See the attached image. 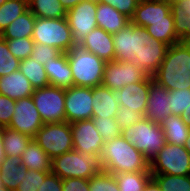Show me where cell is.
I'll use <instances>...</instances> for the list:
<instances>
[{"mask_svg":"<svg viewBox=\"0 0 190 191\" xmlns=\"http://www.w3.org/2000/svg\"><path fill=\"white\" fill-rule=\"evenodd\" d=\"M34 88L26 76L17 70L0 77V94L18 100L32 96Z\"/></svg>","mask_w":190,"mask_h":191,"instance_id":"obj_21","label":"cell"},{"mask_svg":"<svg viewBox=\"0 0 190 191\" xmlns=\"http://www.w3.org/2000/svg\"><path fill=\"white\" fill-rule=\"evenodd\" d=\"M29 9L39 18H66V10L59 0H32Z\"/></svg>","mask_w":190,"mask_h":191,"instance_id":"obj_33","label":"cell"},{"mask_svg":"<svg viewBox=\"0 0 190 191\" xmlns=\"http://www.w3.org/2000/svg\"><path fill=\"white\" fill-rule=\"evenodd\" d=\"M169 101L168 90L153 80L143 117L157 124L162 123L168 115L172 114Z\"/></svg>","mask_w":190,"mask_h":191,"instance_id":"obj_18","label":"cell"},{"mask_svg":"<svg viewBox=\"0 0 190 191\" xmlns=\"http://www.w3.org/2000/svg\"><path fill=\"white\" fill-rule=\"evenodd\" d=\"M164 1L171 4V3L177 2V1H179V0H164Z\"/></svg>","mask_w":190,"mask_h":191,"instance_id":"obj_54","label":"cell"},{"mask_svg":"<svg viewBox=\"0 0 190 191\" xmlns=\"http://www.w3.org/2000/svg\"><path fill=\"white\" fill-rule=\"evenodd\" d=\"M115 118L121 130H123L142 119L143 115L128 109V107L120 106Z\"/></svg>","mask_w":190,"mask_h":191,"instance_id":"obj_44","label":"cell"},{"mask_svg":"<svg viewBox=\"0 0 190 191\" xmlns=\"http://www.w3.org/2000/svg\"><path fill=\"white\" fill-rule=\"evenodd\" d=\"M181 117L184 119V121L186 122V124L189 126L190 128V107L188 108V110H184V112L182 113Z\"/></svg>","mask_w":190,"mask_h":191,"instance_id":"obj_52","label":"cell"},{"mask_svg":"<svg viewBox=\"0 0 190 191\" xmlns=\"http://www.w3.org/2000/svg\"><path fill=\"white\" fill-rule=\"evenodd\" d=\"M154 81L168 91L190 88V43L178 42L169 46Z\"/></svg>","mask_w":190,"mask_h":191,"instance_id":"obj_2","label":"cell"},{"mask_svg":"<svg viewBox=\"0 0 190 191\" xmlns=\"http://www.w3.org/2000/svg\"><path fill=\"white\" fill-rule=\"evenodd\" d=\"M92 88L71 86L65 88L66 122L90 120L93 114Z\"/></svg>","mask_w":190,"mask_h":191,"instance_id":"obj_15","label":"cell"},{"mask_svg":"<svg viewBox=\"0 0 190 191\" xmlns=\"http://www.w3.org/2000/svg\"><path fill=\"white\" fill-rule=\"evenodd\" d=\"M66 12L84 0H59Z\"/></svg>","mask_w":190,"mask_h":191,"instance_id":"obj_49","label":"cell"},{"mask_svg":"<svg viewBox=\"0 0 190 191\" xmlns=\"http://www.w3.org/2000/svg\"><path fill=\"white\" fill-rule=\"evenodd\" d=\"M73 85L93 88L102 85L106 62L80 46L67 52Z\"/></svg>","mask_w":190,"mask_h":191,"instance_id":"obj_3","label":"cell"},{"mask_svg":"<svg viewBox=\"0 0 190 191\" xmlns=\"http://www.w3.org/2000/svg\"><path fill=\"white\" fill-rule=\"evenodd\" d=\"M160 125L164 131L166 143L183 146L190 134L189 126L181 116L170 114Z\"/></svg>","mask_w":190,"mask_h":191,"instance_id":"obj_26","label":"cell"},{"mask_svg":"<svg viewBox=\"0 0 190 191\" xmlns=\"http://www.w3.org/2000/svg\"><path fill=\"white\" fill-rule=\"evenodd\" d=\"M121 135L151 160L166 144L160 124L143 117L133 125L123 129Z\"/></svg>","mask_w":190,"mask_h":191,"instance_id":"obj_5","label":"cell"},{"mask_svg":"<svg viewBox=\"0 0 190 191\" xmlns=\"http://www.w3.org/2000/svg\"><path fill=\"white\" fill-rule=\"evenodd\" d=\"M7 0H0V6L5 3Z\"/></svg>","mask_w":190,"mask_h":191,"instance_id":"obj_57","label":"cell"},{"mask_svg":"<svg viewBox=\"0 0 190 191\" xmlns=\"http://www.w3.org/2000/svg\"><path fill=\"white\" fill-rule=\"evenodd\" d=\"M184 148L190 153V134L184 143Z\"/></svg>","mask_w":190,"mask_h":191,"instance_id":"obj_53","label":"cell"},{"mask_svg":"<svg viewBox=\"0 0 190 191\" xmlns=\"http://www.w3.org/2000/svg\"><path fill=\"white\" fill-rule=\"evenodd\" d=\"M14 113L8 128L21 132L32 139L44 125L31 96L15 102Z\"/></svg>","mask_w":190,"mask_h":191,"instance_id":"obj_14","label":"cell"},{"mask_svg":"<svg viewBox=\"0 0 190 191\" xmlns=\"http://www.w3.org/2000/svg\"><path fill=\"white\" fill-rule=\"evenodd\" d=\"M29 9L25 0H7L0 6V34L10 23Z\"/></svg>","mask_w":190,"mask_h":191,"instance_id":"obj_35","label":"cell"},{"mask_svg":"<svg viewBox=\"0 0 190 191\" xmlns=\"http://www.w3.org/2000/svg\"><path fill=\"white\" fill-rule=\"evenodd\" d=\"M145 28L153 39L169 46L180 42L174 30V20L152 21L150 25Z\"/></svg>","mask_w":190,"mask_h":191,"instance_id":"obj_32","label":"cell"},{"mask_svg":"<svg viewBox=\"0 0 190 191\" xmlns=\"http://www.w3.org/2000/svg\"><path fill=\"white\" fill-rule=\"evenodd\" d=\"M19 70L30 81L34 89L50 85L44 66L31 56L20 61Z\"/></svg>","mask_w":190,"mask_h":191,"instance_id":"obj_30","label":"cell"},{"mask_svg":"<svg viewBox=\"0 0 190 191\" xmlns=\"http://www.w3.org/2000/svg\"><path fill=\"white\" fill-rule=\"evenodd\" d=\"M169 45L153 39L145 27L133 24V54L131 62L153 76L163 59Z\"/></svg>","mask_w":190,"mask_h":191,"instance_id":"obj_4","label":"cell"},{"mask_svg":"<svg viewBox=\"0 0 190 191\" xmlns=\"http://www.w3.org/2000/svg\"><path fill=\"white\" fill-rule=\"evenodd\" d=\"M136 26L147 27L152 21L174 20L171 4L164 0H140L130 19Z\"/></svg>","mask_w":190,"mask_h":191,"instance_id":"obj_17","label":"cell"},{"mask_svg":"<svg viewBox=\"0 0 190 191\" xmlns=\"http://www.w3.org/2000/svg\"><path fill=\"white\" fill-rule=\"evenodd\" d=\"M91 120L104 142L121 136L122 130L117 124L116 118L92 117Z\"/></svg>","mask_w":190,"mask_h":191,"instance_id":"obj_37","label":"cell"},{"mask_svg":"<svg viewBox=\"0 0 190 191\" xmlns=\"http://www.w3.org/2000/svg\"><path fill=\"white\" fill-rule=\"evenodd\" d=\"M33 139L51 159L73 150L71 125L68 122L44 124Z\"/></svg>","mask_w":190,"mask_h":191,"instance_id":"obj_9","label":"cell"},{"mask_svg":"<svg viewBox=\"0 0 190 191\" xmlns=\"http://www.w3.org/2000/svg\"><path fill=\"white\" fill-rule=\"evenodd\" d=\"M28 4L32 1V0H25Z\"/></svg>","mask_w":190,"mask_h":191,"instance_id":"obj_58","label":"cell"},{"mask_svg":"<svg viewBox=\"0 0 190 191\" xmlns=\"http://www.w3.org/2000/svg\"><path fill=\"white\" fill-rule=\"evenodd\" d=\"M78 46L92 52L105 62L114 61L113 34L106 32L100 27H96L87 34Z\"/></svg>","mask_w":190,"mask_h":191,"instance_id":"obj_19","label":"cell"},{"mask_svg":"<svg viewBox=\"0 0 190 191\" xmlns=\"http://www.w3.org/2000/svg\"><path fill=\"white\" fill-rule=\"evenodd\" d=\"M174 18V30L180 42L190 43V0H179L171 3Z\"/></svg>","mask_w":190,"mask_h":191,"instance_id":"obj_27","label":"cell"},{"mask_svg":"<svg viewBox=\"0 0 190 191\" xmlns=\"http://www.w3.org/2000/svg\"><path fill=\"white\" fill-rule=\"evenodd\" d=\"M16 100L0 94V126L8 127L14 113Z\"/></svg>","mask_w":190,"mask_h":191,"instance_id":"obj_45","label":"cell"},{"mask_svg":"<svg viewBox=\"0 0 190 191\" xmlns=\"http://www.w3.org/2000/svg\"><path fill=\"white\" fill-rule=\"evenodd\" d=\"M89 191H120L113 174L100 170L89 179Z\"/></svg>","mask_w":190,"mask_h":191,"instance_id":"obj_38","label":"cell"},{"mask_svg":"<svg viewBox=\"0 0 190 191\" xmlns=\"http://www.w3.org/2000/svg\"><path fill=\"white\" fill-rule=\"evenodd\" d=\"M70 125L73 137V150L85 155L96 156L100 159L104 141L96 130L93 121L91 119L79 120L70 123Z\"/></svg>","mask_w":190,"mask_h":191,"instance_id":"obj_13","label":"cell"},{"mask_svg":"<svg viewBox=\"0 0 190 191\" xmlns=\"http://www.w3.org/2000/svg\"><path fill=\"white\" fill-rule=\"evenodd\" d=\"M48 173L28 170L15 191H37Z\"/></svg>","mask_w":190,"mask_h":191,"instance_id":"obj_42","label":"cell"},{"mask_svg":"<svg viewBox=\"0 0 190 191\" xmlns=\"http://www.w3.org/2000/svg\"><path fill=\"white\" fill-rule=\"evenodd\" d=\"M28 171L18 156H6L0 164V174L3 184L8 190L15 191L21 180L25 178Z\"/></svg>","mask_w":190,"mask_h":191,"instance_id":"obj_24","label":"cell"},{"mask_svg":"<svg viewBox=\"0 0 190 191\" xmlns=\"http://www.w3.org/2000/svg\"><path fill=\"white\" fill-rule=\"evenodd\" d=\"M151 174L190 175V153L181 145L166 143L150 160Z\"/></svg>","mask_w":190,"mask_h":191,"instance_id":"obj_8","label":"cell"},{"mask_svg":"<svg viewBox=\"0 0 190 191\" xmlns=\"http://www.w3.org/2000/svg\"><path fill=\"white\" fill-rule=\"evenodd\" d=\"M171 113L181 116L184 110L190 107V88L168 91Z\"/></svg>","mask_w":190,"mask_h":191,"instance_id":"obj_39","label":"cell"},{"mask_svg":"<svg viewBox=\"0 0 190 191\" xmlns=\"http://www.w3.org/2000/svg\"><path fill=\"white\" fill-rule=\"evenodd\" d=\"M0 191H11V190H8L6 187H2L0 188Z\"/></svg>","mask_w":190,"mask_h":191,"instance_id":"obj_56","label":"cell"},{"mask_svg":"<svg viewBox=\"0 0 190 191\" xmlns=\"http://www.w3.org/2000/svg\"><path fill=\"white\" fill-rule=\"evenodd\" d=\"M101 170L111 174L150 172V160L122 135L104 142L99 159Z\"/></svg>","mask_w":190,"mask_h":191,"instance_id":"obj_1","label":"cell"},{"mask_svg":"<svg viewBox=\"0 0 190 191\" xmlns=\"http://www.w3.org/2000/svg\"><path fill=\"white\" fill-rule=\"evenodd\" d=\"M8 45L9 51L19 61L31 56L35 42L31 37L4 39Z\"/></svg>","mask_w":190,"mask_h":191,"instance_id":"obj_40","label":"cell"},{"mask_svg":"<svg viewBox=\"0 0 190 191\" xmlns=\"http://www.w3.org/2000/svg\"><path fill=\"white\" fill-rule=\"evenodd\" d=\"M96 22L98 27L114 34L122 30L131 20L111 5L97 1Z\"/></svg>","mask_w":190,"mask_h":191,"instance_id":"obj_23","label":"cell"},{"mask_svg":"<svg viewBox=\"0 0 190 191\" xmlns=\"http://www.w3.org/2000/svg\"><path fill=\"white\" fill-rule=\"evenodd\" d=\"M31 140L32 138L30 136L12 130L8 127H3V149L6 156L20 157Z\"/></svg>","mask_w":190,"mask_h":191,"instance_id":"obj_31","label":"cell"},{"mask_svg":"<svg viewBox=\"0 0 190 191\" xmlns=\"http://www.w3.org/2000/svg\"><path fill=\"white\" fill-rule=\"evenodd\" d=\"M35 43L48 45L67 53L76 46L67 18L36 17L32 37Z\"/></svg>","mask_w":190,"mask_h":191,"instance_id":"obj_6","label":"cell"},{"mask_svg":"<svg viewBox=\"0 0 190 191\" xmlns=\"http://www.w3.org/2000/svg\"><path fill=\"white\" fill-rule=\"evenodd\" d=\"M140 0H99L103 4H109L121 14H124L128 18H132L135 9Z\"/></svg>","mask_w":190,"mask_h":191,"instance_id":"obj_46","label":"cell"},{"mask_svg":"<svg viewBox=\"0 0 190 191\" xmlns=\"http://www.w3.org/2000/svg\"><path fill=\"white\" fill-rule=\"evenodd\" d=\"M143 191H162L157 182L151 178L144 187Z\"/></svg>","mask_w":190,"mask_h":191,"instance_id":"obj_50","label":"cell"},{"mask_svg":"<svg viewBox=\"0 0 190 191\" xmlns=\"http://www.w3.org/2000/svg\"><path fill=\"white\" fill-rule=\"evenodd\" d=\"M62 191H89V179H82V178L63 179Z\"/></svg>","mask_w":190,"mask_h":191,"instance_id":"obj_47","label":"cell"},{"mask_svg":"<svg viewBox=\"0 0 190 191\" xmlns=\"http://www.w3.org/2000/svg\"><path fill=\"white\" fill-rule=\"evenodd\" d=\"M37 191H62V179L58 175L49 172Z\"/></svg>","mask_w":190,"mask_h":191,"instance_id":"obj_48","label":"cell"},{"mask_svg":"<svg viewBox=\"0 0 190 191\" xmlns=\"http://www.w3.org/2000/svg\"><path fill=\"white\" fill-rule=\"evenodd\" d=\"M96 10L97 1L84 0L67 11L66 18L76 45H79L87 34L98 27Z\"/></svg>","mask_w":190,"mask_h":191,"instance_id":"obj_12","label":"cell"},{"mask_svg":"<svg viewBox=\"0 0 190 191\" xmlns=\"http://www.w3.org/2000/svg\"><path fill=\"white\" fill-rule=\"evenodd\" d=\"M49 84L61 88L73 86L72 71L67 59V53H61L57 58H50L44 65Z\"/></svg>","mask_w":190,"mask_h":191,"instance_id":"obj_20","label":"cell"},{"mask_svg":"<svg viewBox=\"0 0 190 191\" xmlns=\"http://www.w3.org/2000/svg\"><path fill=\"white\" fill-rule=\"evenodd\" d=\"M20 61L9 51L6 40L0 37V77L19 70Z\"/></svg>","mask_w":190,"mask_h":191,"instance_id":"obj_41","label":"cell"},{"mask_svg":"<svg viewBox=\"0 0 190 191\" xmlns=\"http://www.w3.org/2000/svg\"><path fill=\"white\" fill-rule=\"evenodd\" d=\"M44 124L66 122L65 88L48 85L31 96Z\"/></svg>","mask_w":190,"mask_h":191,"instance_id":"obj_10","label":"cell"},{"mask_svg":"<svg viewBox=\"0 0 190 191\" xmlns=\"http://www.w3.org/2000/svg\"><path fill=\"white\" fill-rule=\"evenodd\" d=\"M2 187H5V185H4L3 182H2L1 174H0V188H2Z\"/></svg>","mask_w":190,"mask_h":191,"instance_id":"obj_55","label":"cell"},{"mask_svg":"<svg viewBox=\"0 0 190 191\" xmlns=\"http://www.w3.org/2000/svg\"><path fill=\"white\" fill-rule=\"evenodd\" d=\"M162 191H190V175L152 174Z\"/></svg>","mask_w":190,"mask_h":191,"instance_id":"obj_36","label":"cell"},{"mask_svg":"<svg viewBox=\"0 0 190 191\" xmlns=\"http://www.w3.org/2000/svg\"><path fill=\"white\" fill-rule=\"evenodd\" d=\"M149 74L138 65L129 62H106L102 85L111 90H119L123 87L149 78Z\"/></svg>","mask_w":190,"mask_h":191,"instance_id":"obj_11","label":"cell"},{"mask_svg":"<svg viewBox=\"0 0 190 191\" xmlns=\"http://www.w3.org/2000/svg\"><path fill=\"white\" fill-rule=\"evenodd\" d=\"M6 157L5 151L3 149V127L0 126V164Z\"/></svg>","mask_w":190,"mask_h":191,"instance_id":"obj_51","label":"cell"},{"mask_svg":"<svg viewBox=\"0 0 190 191\" xmlns=\"http://www.w3.org/2000/svg\"><path fill=\"white\" fill-rule=\"evenodd\" d=\"M35 19V15L30 9H28L10 23L9 26L0 34V37L3 39L32 37Z\"/></svg>","mask_w":190,"mask_h":191,"instance_id":"obj_29","label":"cell"},{"mask_svg":"<svg viewBox=\"0 0 190 191\" xmlns=\"http://www.w3.org/2000/svg\"><path fill=\"white\" fill-rule=\"evenodd\" d=\"M61 53L62 52L57 48L35 43L31 57H33V59H37L38 63L44 66L47 60H50V58H57Z\"/></svg>","mask_w":190,"mask_h":191,"instance_id":"obj_43","label":"cell"},{"mask_svg":"<svg viewBox=\"0 0 190 191\" xmlns=\"http://www.w3.org/2000/svg\"><path fill=\"white\" fill-rule=\"evenodd\" d=\"M114 176L120 191H143L152 178L151 172H123Z\"/></svg>","mask_w":190,"mask_h":191,"instance_id":"obj_34","label":"cell"},{"mask_svg":"<svg viewBox=\"0 0 190 191\" xmlns=\"http://www.w3.org/2000/svg\"><path fill=\"white\" fill-rule=\"evenodd\" d=\"M153 80V76H150L147 80L129 84L119 90H113V96L120 106L128 107V109L144 115L150 84Z\"/></svg>","mask_w":190,"mask_h":191,"instance_id":"obj_16","label":"cell"},{"mask_svg":"<svg viewBox=\"0 0 190 191\" xmlns=\"http://www.w3.org/2000/svg\"><path fill=\"white\" fill-rule=\"evenodd\" d=\"M22 165L28 170L41 172H51L52 159L48 154L32 139L26 150L20 156Z\"/></svg>","mask_w":190,"mask_h":191,"instance_id":"obj_25","label":"cell"},{"mask_svg":"<svg viewBox=\"0 0 190 191\" xmlns=\"http://www.w3.org/2000/svg\"><path fill=\"white\" fill-rule=\"evenodd\" d=\"M92 117L115 118L120 107L113 90L103 85L92 88Z\"/></svg>","mask_w":190,"mask_h":191,"instance_id":"obj_22","label":"cell"},{"mask_svg":"<svg viewBox=\"0 0 190 191\" xmlns=\"http://www.w3.org/2000/svg\"><path fill=\"white\" fill-rule=\"evenodd\" d=\"M101 170L96 156L72 150L52 159L51 172L62 180L66 178L90 179Z\"/></svg>","mask_w":190,"mask_h":191,"instance_id":"obj_7","label":"cell"},{"mask_svg":"<svg viewBox=\"0 0 190 191\" xmlns=\"http://www.w3.org/2000/svg\"><path fill=\"white\" fill-rule=\"evenodd\" d=\"M115 51L114 60L119 62L131 61L133 54V23L129 22L122 30L113 34Z\"/></svg>","mask_w":190,"mask_h":191,"instance_id":"obj_28","label":"cell"}]
</instances>
